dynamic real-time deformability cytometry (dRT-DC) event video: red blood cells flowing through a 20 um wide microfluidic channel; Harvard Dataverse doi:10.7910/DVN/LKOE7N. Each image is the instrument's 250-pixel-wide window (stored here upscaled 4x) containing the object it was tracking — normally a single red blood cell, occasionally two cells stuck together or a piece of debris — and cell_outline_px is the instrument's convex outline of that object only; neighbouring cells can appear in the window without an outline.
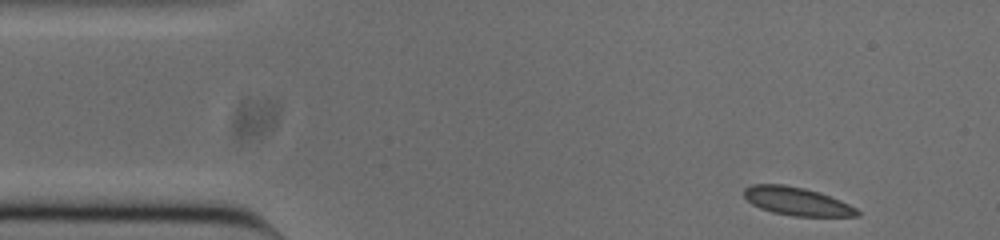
{"species": "common noctule bat (a hibernating species)", "species_latin": "Nyctalus noctula", "temperature_condition": "cold", "stored_images_in_passage": 49, "camera_frame_rate_fps": 3000, "um_per_image_px": 0.085, "animal": {"sex": "male", "body_mass_g": 20.0, "forearm_length_mm": 53.3}, "frame": {"image": 1, "passage_image": 1, "time_ms": 0.0, "image_size_px": [1000, 240], "cell_outline_px": [[860, 216], [796, 216], [772, 212], [760, 208], [752, 204], [744, 196], [744, 188], [752, 184], [784, 184], [804, 188], [820, 192], [840, 200], [856, 208], [860, 212]], "centroid_in_image_um": [67.73, 17.1], "position_along_channel_um": 17.3, "area_um2": 18.55}}
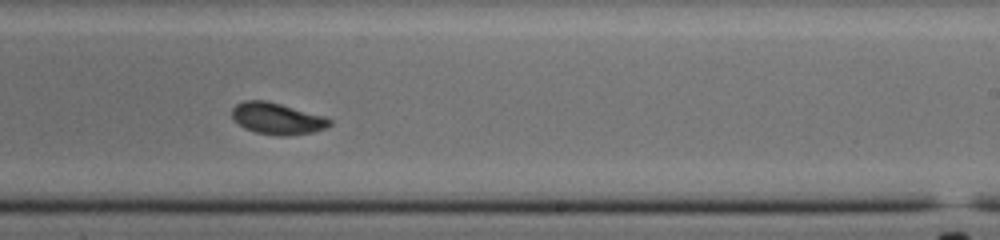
{"frame": {"image": 2, "passage_image": 27, "time_ms": 8.667, "image_size_px": [1000, 240], "cell_outline_px": [[332, 124], [324, 128], [312, 132], [288, 136], [280, 136], [256, 132], [244, 128], [232, 116], [232, 108], [236, 104], [244, 100], [268, 100], [328, 116], [332, 120]], "centroid_in_image_um": [23.61, 10.06], "position_along_channel_um": 265.4, "area_um2": 18.21}}
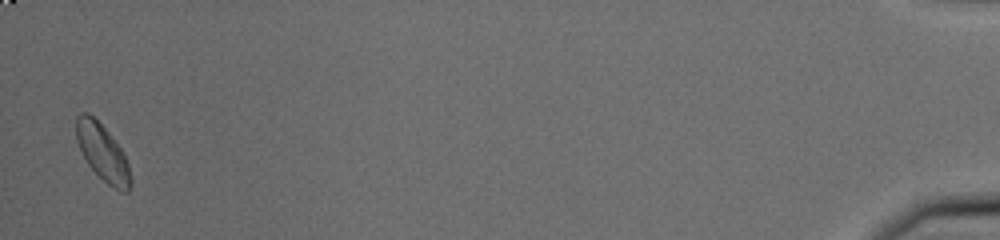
{"frame": {"image": 3, "passage_image": 48, "time_ms": 15.667, "image_size_px": [1000, 240], "cell_outline_px": [[132, 184], [128, 192], [124, 192], [108, 184], [88, 164], [76, 140], [76, 116], [80, 112], [88, 112], [108, 132], [120, 148], [128, 164], [132, 180]], "centroid_in_image_um": [8.72, 12.96], "position_along_channel_um": 426.5, "area_um2": 17.51}}